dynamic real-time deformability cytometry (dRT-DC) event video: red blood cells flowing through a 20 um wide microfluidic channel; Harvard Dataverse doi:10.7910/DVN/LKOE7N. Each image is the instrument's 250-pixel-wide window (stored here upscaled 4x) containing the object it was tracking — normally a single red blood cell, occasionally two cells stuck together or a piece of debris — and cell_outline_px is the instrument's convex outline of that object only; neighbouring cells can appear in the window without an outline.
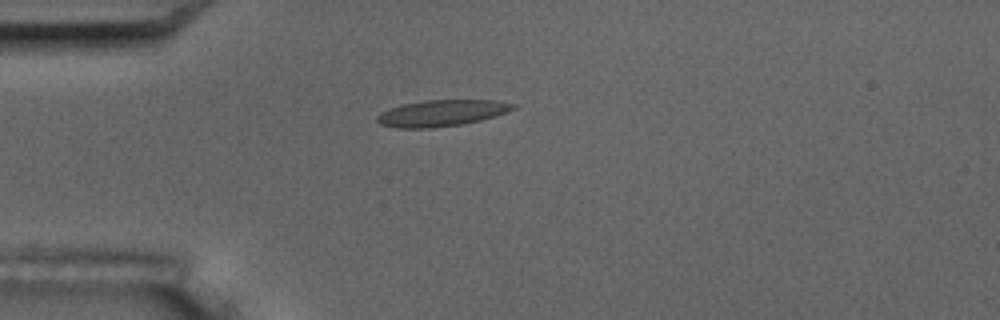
{"species": "common noctule bat (a hibernating species)", "species_latin": "Nyctalus noctula", "temperature_condition": "room temperature", "stored_images_in_passage": 8, "camera_frame_rate_fps": 3000, "um_per_image_px": 0.085, "animal": {"sex": "male", "body_mass_g": 17.5, "forearm_length_mm": 52.3}, "frame": {"image": 1, "passage_image": 4, "time_ms": 4.333, "image_size_px": [1000, 320], "cell_outline_px": [[516, 108], [496, 116], [480, 120], [460, 124], [432, 128], [396, 128], [380, 124], [376, 120], [376, 116], [380, 112], [388, 108], [400, 104], [424, 100], [496, 100], [516, 104]], "centroid_in_image_um": [37.5, 9.6], "position_along_channel_um": 47.5, "area_um2": 21.04}}
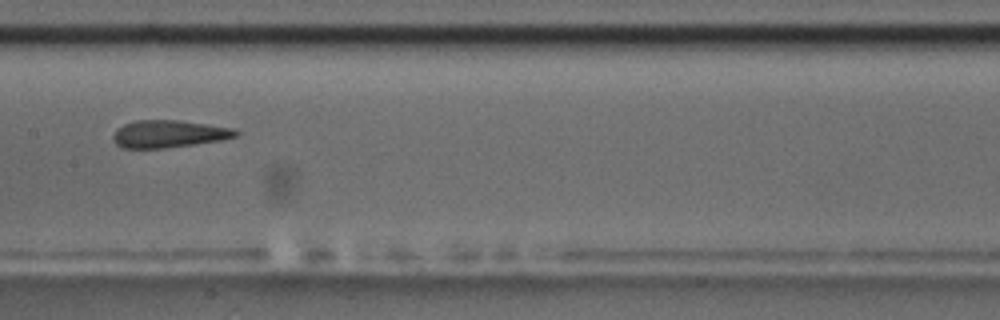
{"frame": {"image": 2, "passage_image": 8, "time_ms": 9.0, "image_size_px": [1000, 320], "cell_outline_px": [[240, 132], [236, 136], [220, 140], [164, 148], [124, 148], [116, 144], [112, 136], [116, 128], [124, 124], [136, 120], [180, 120], [232, 128]], "centroid_in_image_um": [14.31, 11.37], "position_along_channel_um": 193.1, "area_um2": 19.42}}